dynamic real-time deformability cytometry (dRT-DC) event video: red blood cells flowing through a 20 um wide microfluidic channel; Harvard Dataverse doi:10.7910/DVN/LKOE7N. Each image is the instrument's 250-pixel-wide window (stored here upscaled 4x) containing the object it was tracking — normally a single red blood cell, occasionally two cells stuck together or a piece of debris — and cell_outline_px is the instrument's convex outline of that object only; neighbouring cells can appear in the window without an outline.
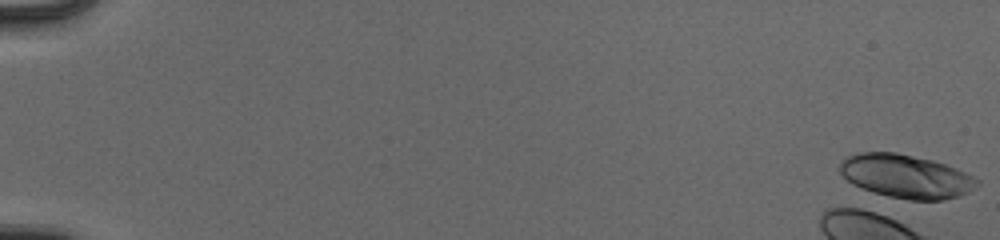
{"species": "human", "species_latin": "Homo sapiens", "temperature_condition": "cold", "stored_images_in_passage": 2, "camera_frame_rate_fps": 3000, "um_per_image_px": 0.085, "donor": {"sex": "male"}, "frame": {"image": 1, "passage_image": 1, "time_ms": 0.0, "image_size_px": [1000, 240], "cell_outline_px": [[980, 184], [968, 192], [960, 196], [944, 200], [908, 200], [888, 196], [872, 192], [860, 188], [852, 184], [840, 172], [840, 160], [848, 156], [860, 152], [896, 152], [932, 160], [956, 168], [980, 180]], "centroid_in_image_um": [77.01, 14.99], "position_along_channel_um": 8.0, "area_um2": 34.91}}